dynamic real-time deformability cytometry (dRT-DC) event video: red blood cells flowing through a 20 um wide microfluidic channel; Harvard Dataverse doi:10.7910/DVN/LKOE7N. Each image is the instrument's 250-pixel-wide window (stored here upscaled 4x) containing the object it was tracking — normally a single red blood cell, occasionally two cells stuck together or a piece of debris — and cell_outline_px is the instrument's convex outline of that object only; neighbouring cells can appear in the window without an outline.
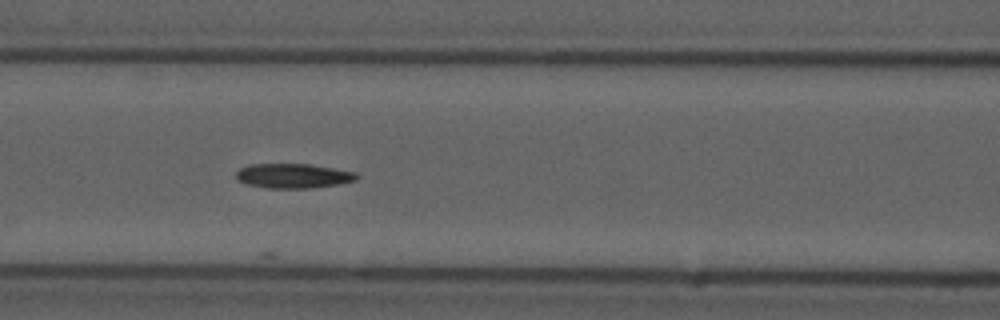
{"species": "common noctule bat (a hibernating species)", "species_latin": "Nyctalus noctula", "temperature_condition": "cold", "stored_images_in_passage": 11, "camera_frame_rate_fps": 3000, "um_per_image_px": 0.085, "animal": {"sex": "male", "forearm_length_mm": 52.5}, "frame": {"image": 1, "passage_image": 8, "time_ms": 2.333, "image_size_px": [1000, 320], "cell_outline_px": [[360, 176], [356, 180], [340, 184], [308, 188], [268, 188], [248, 184], [240, 180], [236, 176], [236, 172], [240, 168], [248, 164], [308, 164], [356, 172]], "centroid_in_image_um": [24.95, 14.94], "position_along_channel_um": 141.7, "area_um2": 17.17}}